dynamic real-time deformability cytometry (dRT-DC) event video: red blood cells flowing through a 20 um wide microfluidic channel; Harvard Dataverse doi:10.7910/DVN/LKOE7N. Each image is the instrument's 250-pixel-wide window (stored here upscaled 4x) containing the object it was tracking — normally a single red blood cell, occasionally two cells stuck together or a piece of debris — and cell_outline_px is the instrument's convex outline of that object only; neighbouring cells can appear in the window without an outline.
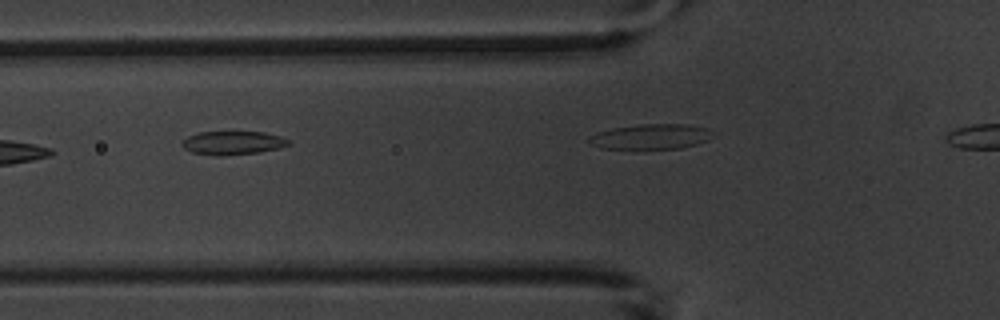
{"species": "common noctule bat (a hibernating species)", "species_latin": "Nyctalus noctula", "temperature_condition": "warm", "stored_images_in_passage": 5, "camera_frame_rate_fps": 3000, "um_per_image_px": 0.085, "animal": {"sex": "male", "body_mass_g": 20.1, "forearm_length_mm": 53.5}, "frame": {"image": 1, "passage_image": 3, "time_ms": 2.333, "image_size_px": [1000, 320], "cell_outline_px": [[292, 144], [260, 152], [220, 156], [192, 152], [184, 148], [180, 144], [188, 136], [196, 132], [264, 132], [280, 136], [288, 140]], "centroid_in_image_um": [19.76, 12.14], "position_along_channel_um": 106.0, "area_um2": 14.51}}